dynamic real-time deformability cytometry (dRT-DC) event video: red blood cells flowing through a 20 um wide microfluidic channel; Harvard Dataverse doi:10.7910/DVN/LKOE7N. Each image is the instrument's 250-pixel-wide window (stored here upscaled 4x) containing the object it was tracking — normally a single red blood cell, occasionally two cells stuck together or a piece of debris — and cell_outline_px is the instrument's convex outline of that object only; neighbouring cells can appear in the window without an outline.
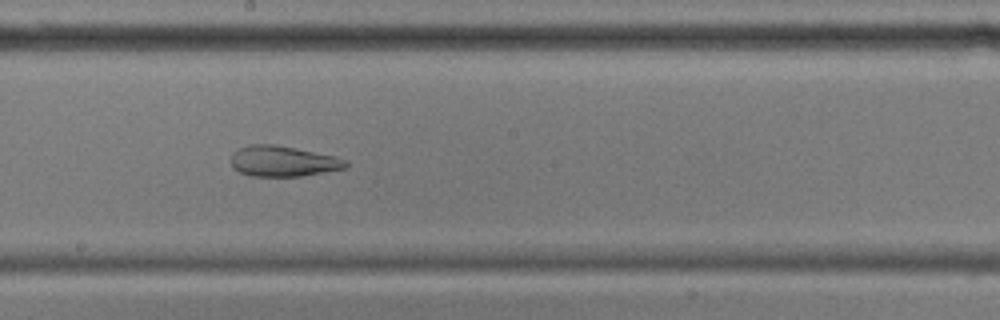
{"species": "common noctule bat (a hibernating species)", "species_latin": "Nyctalus noctula", "temperature_condition": "cold", "stored_images_in_passage": 55, "camera_frame_rate_fps": 3000, "um_per_image_px": 0.085, "animal": {"sex": "male", "body_mass_g": 17.9, "forearm_length_mm": 54.2}, "frame": {"image": 1, "passage_image": 29, "time_ms": 9.333, "image_size_px": [1000, 320], "cell_outline_px": [[348, 168], [304, 176], [252, 176], [240, 172], [232, 168], [232, 152], [236, 148], [248, 144], [276, 144], [336, 156], [344, 160], [348, 164]], "centroid_in_image_um": [24.05, 13.69], "position_along_channel_um": 224.2, "area_um2": 20.75}}
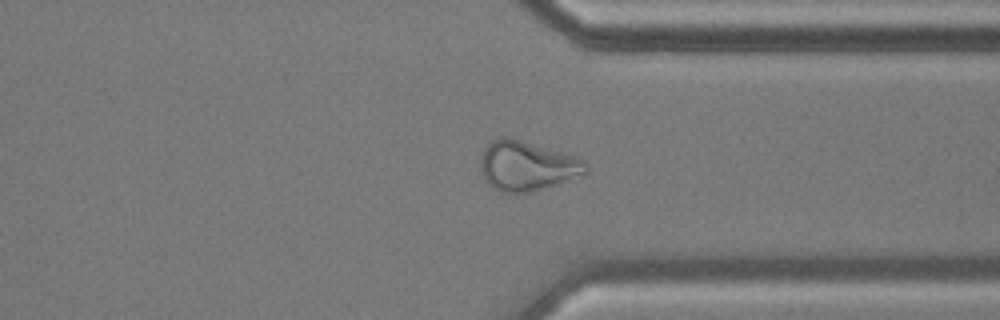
{"frame": {"image": 2, "passage_image": 41, "time_ms": 13.333, "image_size_px": [1000, 320], "cell_outline_px": [[588, 172], [556, 184], [532, 192], [500, 192], [488, 184], [480, 172], [480, 160], [484, 148], [488, 140], [500, 136], [512, 136], [584, 160], [588, 164]], "centroid_in_image_um": [44.72, 14.07], "position_along_channel_um": 366.7, "area_um2": 30.69}}
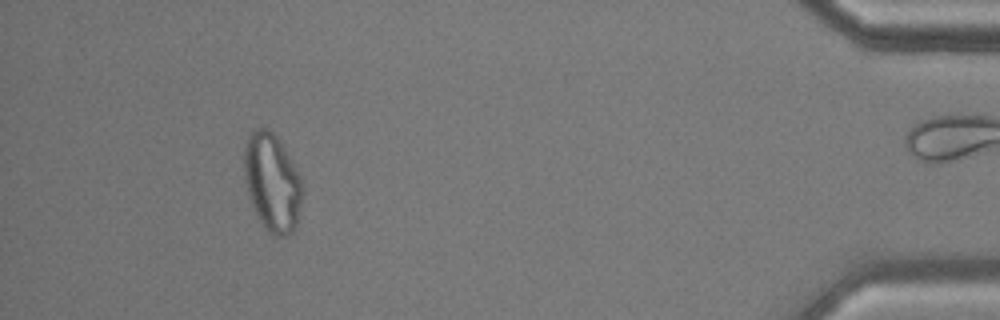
{"frame": {"image": 3, "passage_image": 50, "time_ms": 16.333, "image_size_px": [1000, 320], "cell_outline_px": [[304, 192], [296, 224], [292, 232], [284, 236], [272, 236], [264, 228], [248, 196], [244, 180], [244, 144], [252, 128], [268, 128], [276, 136], [300, 176]], "centroid_in_image_um": [23.11, 15.51], "position_along_channel_um": 412.1, "area_um2": 33.29}, "authors_computed_cell_mechanics": {"area_um2": 29.6514, "velocity_mm_per_s": 3.5856, "shape_relaxation_time_tau1_ms": null, "shape_relaxation_time_tau2_ms": 1.666, "deformation_change_tau1": null, "deformation_change_tau2": 0.0909}}